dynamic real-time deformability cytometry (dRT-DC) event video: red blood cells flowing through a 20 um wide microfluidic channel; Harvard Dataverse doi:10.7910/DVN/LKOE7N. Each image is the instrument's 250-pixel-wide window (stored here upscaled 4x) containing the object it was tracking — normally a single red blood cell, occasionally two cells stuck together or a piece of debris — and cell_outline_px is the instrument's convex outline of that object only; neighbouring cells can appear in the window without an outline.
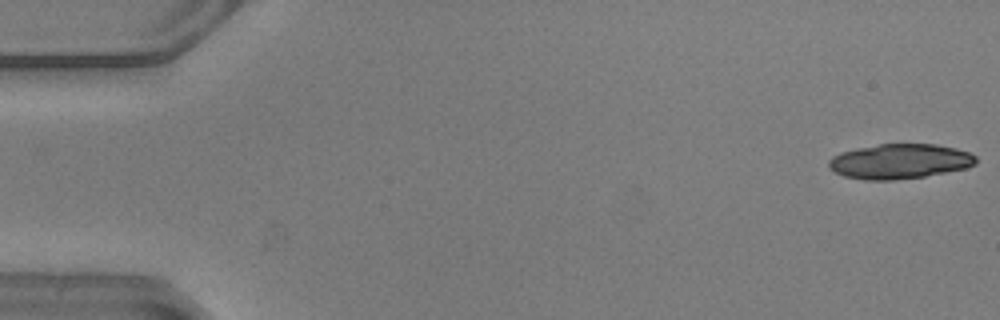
{"species": "common noctule bat (a hibernating species)", "species_latin": "Nyctalus noctula", "temperature_condition": "warm", "stored_images_in_passage": 33, "camera_frame_rate_fps": 3000, "um_per_image_px": 0.085, "animal": {"sex": "male", "body_mass_g": 20.5, "forearm_length_mm": 52.5}, "frame": {"image": 1, "passage_image": 1, "time_ms": 0.0, "image_size_px": [1000, 320], "cell_outline_px": [[976, 164], [964, 168], [924, 176], [892, 180], [864, 180], [844, 176], [828, 168], [828, 160], [832, 156], [840, 152], [856, 148], [880, 144], [936, 144], [956, 148], [968, 152], [976, 156]], "centroid_in_image_um": [76.43, 13.71], "position_along_channel_um": 8.6, "area_um2": 29.88}}